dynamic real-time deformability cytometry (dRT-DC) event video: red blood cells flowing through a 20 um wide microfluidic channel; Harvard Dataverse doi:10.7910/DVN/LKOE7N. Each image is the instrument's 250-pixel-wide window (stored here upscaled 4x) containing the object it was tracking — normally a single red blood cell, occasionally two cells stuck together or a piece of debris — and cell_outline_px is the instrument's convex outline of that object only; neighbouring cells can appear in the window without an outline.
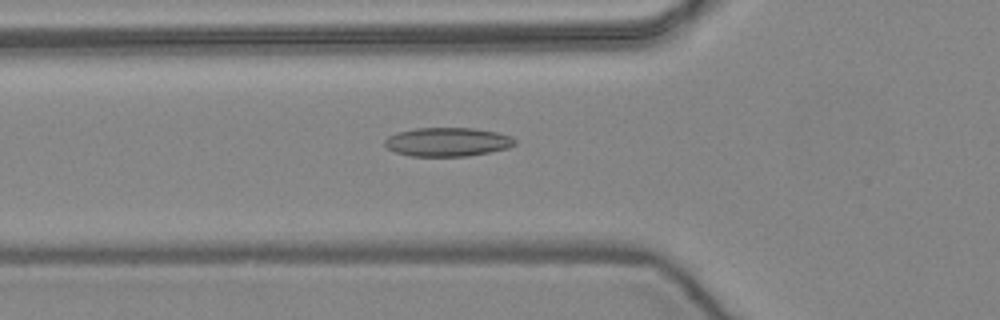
{"species": "common noctule bat (a hibernating species)", "species_latin": "Nyctalus noctula", "temperature_condition": "warm", "stored_images_in_passage": 46, "camera_frame_rate_fps": 3000, "um_per_image_px": 0.085, "animal": {"sex": "female", "body_mass_g": 24.6, "forearm_length_mm": 56.2}, "frame": {"image": 1, "passage_image": 12, "time_ms": 3.667, "image_size_px": [1000, 320], "cell_outline_px": [[516, 144], [508, 148], [468, 156], [412, 156], [396, 152], [388, 148], [384, 144], [384, 140], [388, 136], [400, 132], [416, 128], [472, 128], [496, 132], [512, 136], [516, 140]], "centroid_in_image_um": [38.06, 12.06], "position_along_channel_um": 87.7, "area_um2": 21.73}}
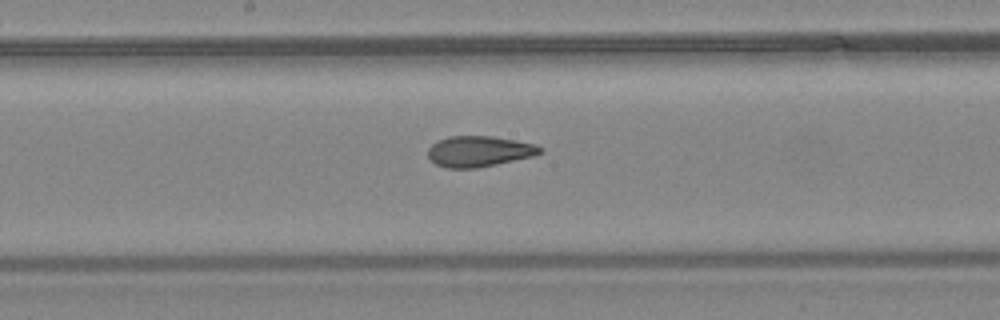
{"frame": {"image": 2, "passage_image": 21, "time_ms": 6.667, "image_size_px": [1000, 320], "cell_outline_px": [[544, 152], [536, 156], [476, 168], [444, 168], [436, 164], [428, 156], [428, 148], [436, 140], [448, 136], [492, 136], [516, 140], [536, 144], [544, 148]], "centroid_in_image_um": [40.76, 12.86], "position_along_channel_um": 207.4, "area_um2": 20.4}}
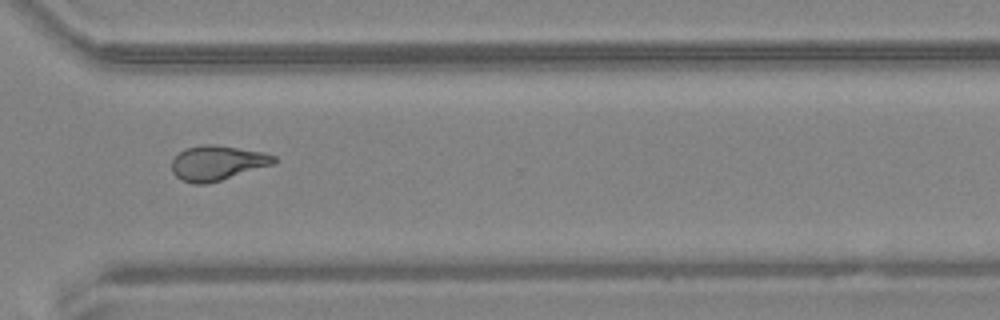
{"frame": {"image": 3, "passage_image": 32, "time_ms": 10.333, "image_size_px": [1000, 320], "cell_outline_px": [[276, 160], [272, 164], [220, 180], [204, 184], [192, 184], [180, 180], [172, 172], [172, 160], [184, 148], [204, 144], [212, 144], [264, 152], [276, 156]], "centroid_in_image_um": [18.42, 13.85], "position_along_channel_um": 352.2, "area_um2": 20.52}, "authors_computed_cell_mechanics": {"area_um2": 20.5479, "velocity_mm_per_s": 3.9526, "shape_relaxation_time_tau1_ms": null, "shape_relaxation_time_tau2_ms": 2.6203, "deformation_change_tau1": null, "deformation_change_tau2": 0.1053}}